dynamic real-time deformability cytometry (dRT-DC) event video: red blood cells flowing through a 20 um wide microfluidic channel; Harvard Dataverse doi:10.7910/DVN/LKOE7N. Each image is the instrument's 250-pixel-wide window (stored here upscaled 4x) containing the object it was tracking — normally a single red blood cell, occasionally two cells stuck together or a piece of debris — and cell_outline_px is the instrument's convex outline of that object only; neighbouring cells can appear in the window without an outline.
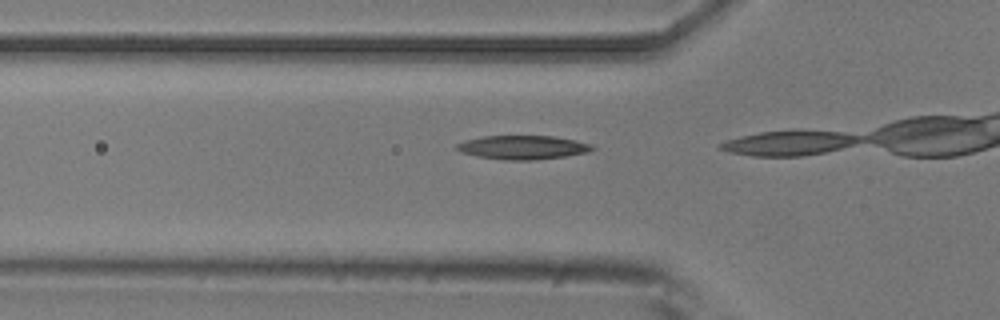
{"species": "common noctule bat (a hibernating species)", "species_latin": "Nyctalus noctula", "temperature_condition": "room temperature", "stored_images_in_passage": 10, "camera_frame_rate_fps": 3000, "um_per_image_px": 0.085, "animal": {"sex": "male", "body_mass_g": 20.5, "forearm_length_mm": 52.5}, "frame": {"image": 1, "passage_image": 9, "time_ms": 2.667, "image_size_px": [1000, 320], "cell_outline_px": [[596, 148], [588, 152], [564, 156], [532, 160], [504, 160], [476, 156], [464, 152], [456, 148], [456, 144], [464, 140], [480, 136], [556, 136], [576, 140], [592, 144]], "centroid_in_image_um": [44.45, 12.52], "position_along_channel_um": 81.3, "area_um2": 18.84}}